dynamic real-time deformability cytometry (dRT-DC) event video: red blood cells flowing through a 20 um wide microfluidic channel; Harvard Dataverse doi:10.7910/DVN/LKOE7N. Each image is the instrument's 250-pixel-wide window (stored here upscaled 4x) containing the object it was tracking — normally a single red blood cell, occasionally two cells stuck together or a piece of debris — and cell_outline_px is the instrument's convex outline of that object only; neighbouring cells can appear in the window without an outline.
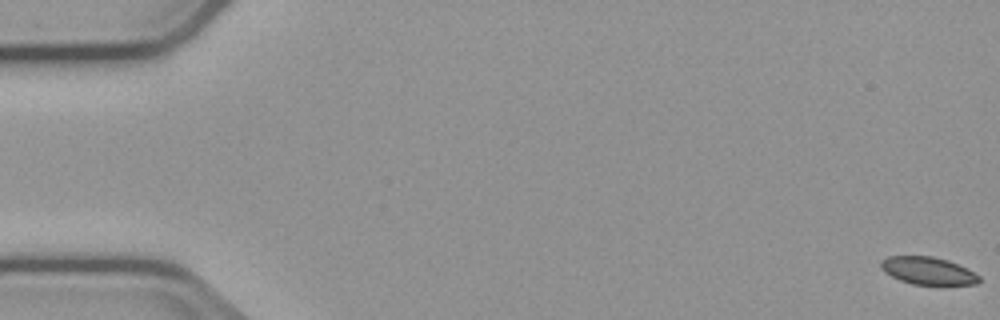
{"species": "common noctule bat (a hibernating species)", "species_latin": "Nyctalus noctula", "temperature_condition": "cold", "stored_images_in_passage": 56, "camera_frame_rate_fps": 3000, "um_per_image_px": 0.085, "animal": {"sex": "male", "body_mass_g": 23.1, "forearm_length_mm": 52.7}, "frame": {"image": 1, "passage_image": 1, "time_ms": 0.0, "image_size_px": [1000, 320], "cell_outline_px": [[980, 284], [940, 288], [912, 284], [900, 280], [884, 272], [880, 268], [880, 260], [888, 256], [932, 256], [948, 260], [980, 276]], "centroid_in_image_um": [78.91, 23.08], "position_along_channel_um": 6.1, "area_um2": 16.59}}
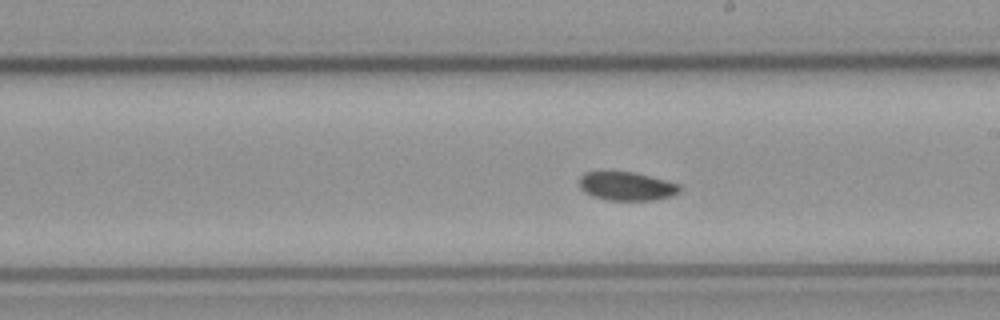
{"frame": {"image": 2, "passage_image": 32, "time_ms": 10.333, "image_size_px": [1000, 320], "cell_outline_px": [[680, 192], [672, 196], [652, 200], [608, 200], [592, 196], [584, 192], [580, 188], [580, 176], [584, 172], [632, 172], [680, 184]], "centroid_in_image_um": [53.25, 15.83], "position_along_channel_um": 235.7, "area_um2": 16.59}}
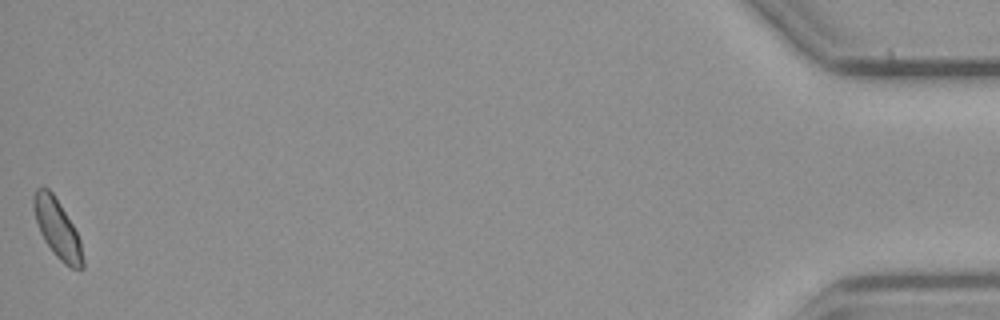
{"frame": {"image": 3, "passage_image": 56, "time_ms": 18.333, "image_size_px": [1000, 320], "cell_outline_px": [[84, 268], [72, 268], [64, 264], [52, 252], [44, 240], [40, 232], [32, 208], [32, 196], [36, 188], [48, 188], [52, 192], [60, 204], [72, 224], [80, 240], [84, 260]], "centroid_in_image_um": [4.85, 19.43], "position_along_channel_um": 430.3, "area_um2": 16.76}}